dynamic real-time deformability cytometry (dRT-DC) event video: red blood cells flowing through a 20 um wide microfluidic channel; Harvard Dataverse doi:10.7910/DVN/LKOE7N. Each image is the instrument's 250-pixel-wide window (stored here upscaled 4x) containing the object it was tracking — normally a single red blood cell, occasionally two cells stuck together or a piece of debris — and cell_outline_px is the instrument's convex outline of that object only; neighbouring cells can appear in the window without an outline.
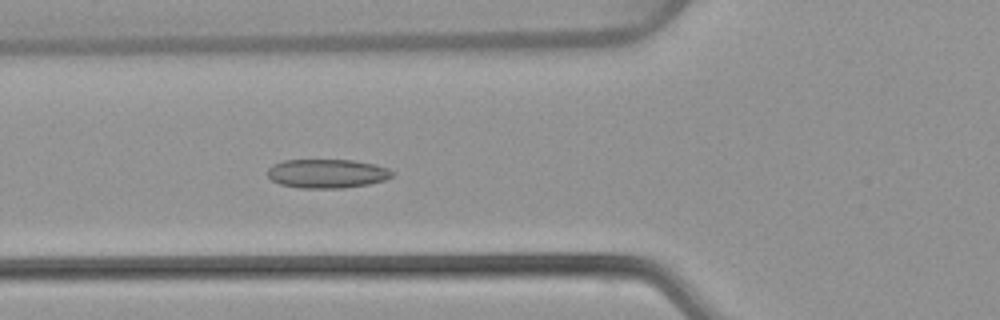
{"species": "common noctule bat (a hibernating species)", "species_latin": "Nyctalus noctula", "temperature_condition": "warm", "stored_images_in_passage": 53, "camera_frame_rate_fps": 3000, "um_per_image_px": 0.085, "animal": {"sex": "female", "body_mass_g": 22.7, "forearm_length_mm": 54.2}, "frame": {"image": 1, "passage_image": 20, "time_ms": 6.333, "image_size_px": [1000, 320], "cell_outline_px": [[396, 172], [392, 176], [384, 180], [368, 184], [344, 188], [300, 188], [280, 184], [272, 180], [268, 176], [268, 168], [272, 164], [284, 160], [352, 160], [376, 164], [388, 168]], "centroid_in_image_um": [27.81, 14.75], "position_along_channel_um": 98.0, "area_um2": 21.15}}
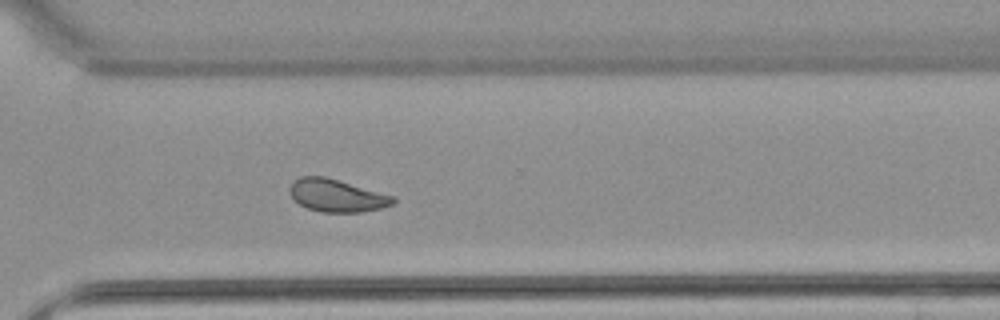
{"frame": {"image": 2, "passage_image": 39, "time_ms": 12.667, "image_size_px": [1000, 320], "cell_outline_px": [[396, 200], [392, 204], [380, 208], [360, 212], [320, 212], [308, 208], [292, 200], [288, 192], [288, 188], [292, 180], [300, 176], [324, 176], [396, 196]], "centroid_in_image_um": [28.57, 16.61], "position_along_channel_um": 342.0, "area_um2": 19.88}}
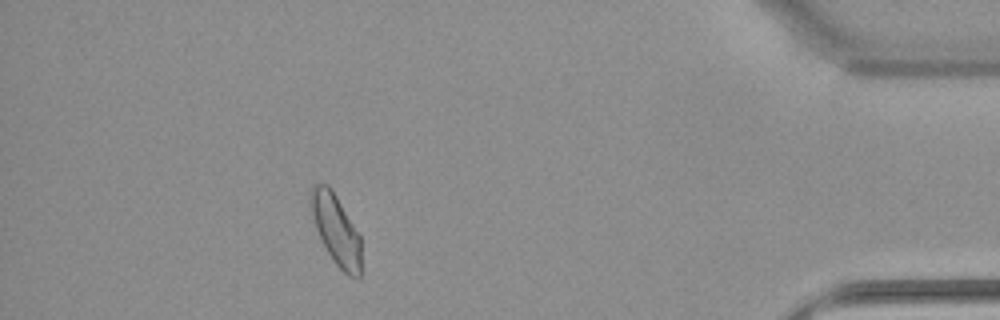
{"frame": {"image": 3, "passage_image": 48, "time_ms": 15.667, "image_size_px": [1000, 320], "cell_outline_px": [[360, 280], [348, 276], [336, 264], [328, 252], [316, 228], [312, 212], [312, 184], [328, 184], [336, 196], [360, 236]], "centroid_in_image_um": [28.59, 19.57], "position_along_channel_um": 406.6, "area_um2": 19.88}, "authors_computed_cell_mechanics": {"area_um2": 20.6924, "velocity_mm_per_s": 3.859, "shape_relaxation_time_tau1_ms": null, "shape_relaxation_time_tau2_ms": 1.8825, "deformation_change_tau1": null, "deformation_change_tau2": 0.0765}}